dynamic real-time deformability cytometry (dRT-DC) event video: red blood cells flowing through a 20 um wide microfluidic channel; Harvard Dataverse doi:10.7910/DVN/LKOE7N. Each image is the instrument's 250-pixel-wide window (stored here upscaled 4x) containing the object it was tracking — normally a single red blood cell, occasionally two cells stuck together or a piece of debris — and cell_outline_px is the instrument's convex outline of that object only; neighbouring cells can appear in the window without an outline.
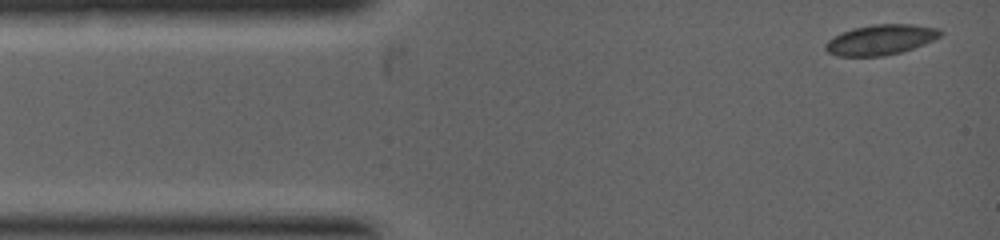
{"species": "common noctule bat (a hibernating species)", "species_latin": "Nyctalus noctula", "temperature_condition": "warm", "stored_images_in_passage": 4, "camera_frame_rate_fps": 5000, "um_per_image_px": 0.085, "animal": {"sex": "female", "body_mass_g": 19.0, "forearm_length_mm": 53.3}, "frame": {"image": 1, "passage_image": 1, "time_ms": 0.0, "image_size_px": [1000, 240], "cell_outline_px": [[944, 32], [940, 36], [932, 40], [912, 48], [900, 52], [884, 56], [836, 56], [828, 52], [824, 48], [824, 44], [828, 40], [844, 32], [856, 28], [876, 24], [912, 24], [940, 28]], "centroid_in_image_um": [74.87, 3.38], "position_along_channel_um": 10.1, "area_um2": 20.0}}
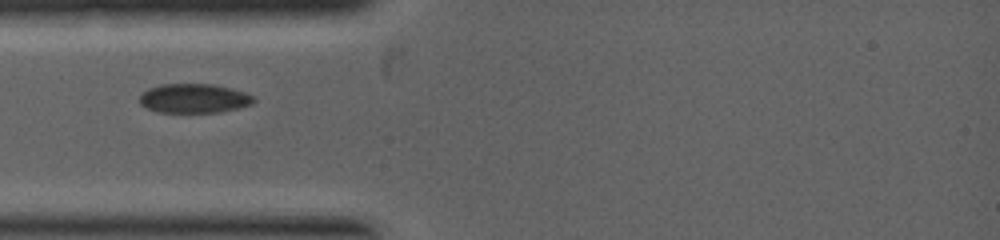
{"frame": {"image": 2, "passage_image": 3, "time_ms": 1.8, "image_size_px": [1000, 240], "cell_outline_px": [[256, 100], [252, 104], [220, 112], [156, 112], [140, 104], [140, 96], [148, 88], [160, 84], [212, 84], [232, 88], [244, 92], [252, 96]], "centroid_in_image_um": [16.48, 8.35], "position_along_channel_um": 68.5, "area_um2": 19.36}}